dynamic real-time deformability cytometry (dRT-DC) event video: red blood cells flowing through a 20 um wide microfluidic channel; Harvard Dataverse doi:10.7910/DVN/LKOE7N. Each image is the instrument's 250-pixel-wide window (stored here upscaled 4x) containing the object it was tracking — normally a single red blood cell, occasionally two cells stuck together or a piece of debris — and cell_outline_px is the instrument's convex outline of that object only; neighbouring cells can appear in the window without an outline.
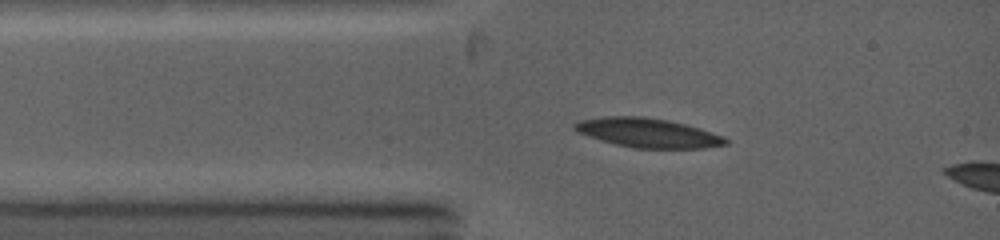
{"species": "common noctule bat (a hibernating species)", "species_latin": "Nyctalus noctula", "temperature_condition": "warm", "stored_images_in_passage": 2, "camera_frame_rate_fps": 5000, "um_per_image_px": 0.085, "animal": {"sex": "female", "body_mass_g": 19.0, "forearm_length_mm": 53.3}, "frame": {"image": 1, "passage_image": 1, "time_ms": 0.0, "image_size_px": [1000, 240], "cell_outline_px": [[728, 144], [704, 148], [632, 148], [600, 140], [576, 132], [572, 128], [572, 124], [580, 120], [604, 116], [644, 116], [668, 120], [700, 128], [724, 136], [728, 140]], "centroid_in_image_um": [55.04, 11.28], "position_along_channel_um": 30.0, "area_um2": 25.89}}